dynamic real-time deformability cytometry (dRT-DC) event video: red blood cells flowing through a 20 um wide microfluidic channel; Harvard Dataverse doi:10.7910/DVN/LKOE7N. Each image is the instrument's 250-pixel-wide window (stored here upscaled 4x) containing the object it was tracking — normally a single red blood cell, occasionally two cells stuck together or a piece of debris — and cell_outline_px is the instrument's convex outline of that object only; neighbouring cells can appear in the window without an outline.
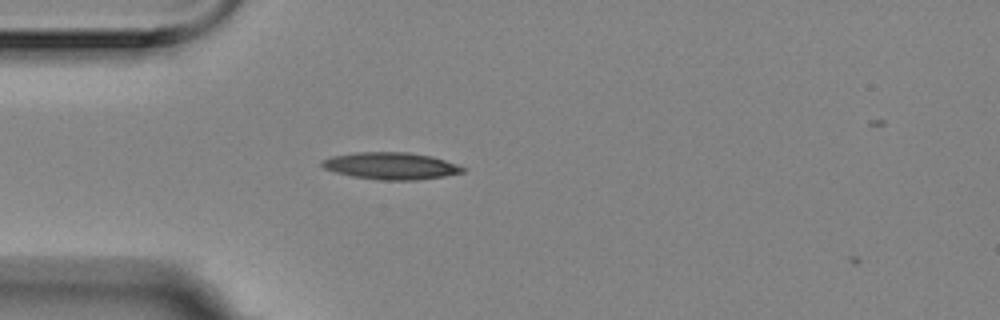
{"species": "Egyptian fruit bat (a non-hibernating species)", "species_latin": "Rousettus aegyptiacus", "temperature_condition": "room temperature", "stored_images_in_passage": 2, "camera_frame_rate_fps": 3000, "um_per_image_px": 0.085, "animal": {"sex": "female"}, "frame": {"image": 1, "passage_image": 1, "time_ms": 0.0, "image_size_px": [1000, 320], "cell_outline_px": [[468, 168], [464, 172], [444, 176], [416, 180], [380, 180], [352, 176], [336, 172], [324, 168], [320, 164], [320, 160], [332, 156], [356, 152], [408, 152], [432, 156]], "centroid_in_image_um": [33.23, 14.09], "position_along_channel_um": 51.8, "area_um2": 22.2}}